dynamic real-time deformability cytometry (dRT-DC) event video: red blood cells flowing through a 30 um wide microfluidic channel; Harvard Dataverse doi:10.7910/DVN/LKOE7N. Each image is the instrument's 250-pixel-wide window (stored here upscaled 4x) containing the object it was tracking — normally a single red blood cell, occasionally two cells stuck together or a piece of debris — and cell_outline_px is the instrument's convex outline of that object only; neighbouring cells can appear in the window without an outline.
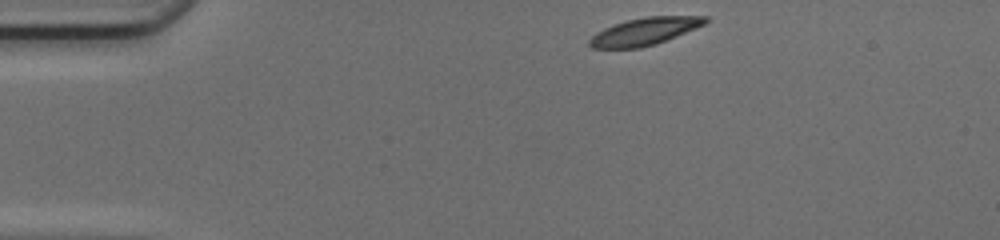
{"species": "common noctule bat (a hibernating species)", "species_latin": "Nyctalus noctula", "temperature_condition": "cold", "stored_images_in_passage": 41, "camera_frame_rate_fps": 3000, "um_per_image_px": 0.085, "animal": {"sex": "female", "body_mass_g": 17.0, "forearm_length_mm": 48.0}, "frame": {"image": 1, "passage_image": 1, "time_ms": 0.0, "image_size_px": [1000, 240], "cell_outline_px": [[708, 20], [704, 24], [696, 28], [656, 44], [640, 48], [592, 48], [588, 44], [588, 40], [596, 32], [604, 28], [628, 20], [644, 16], [708, 16]], "centroid_in_image_um": [54.78, 2.67], "position_along_channel_um": 30.2, "area_um2": 18.38}}
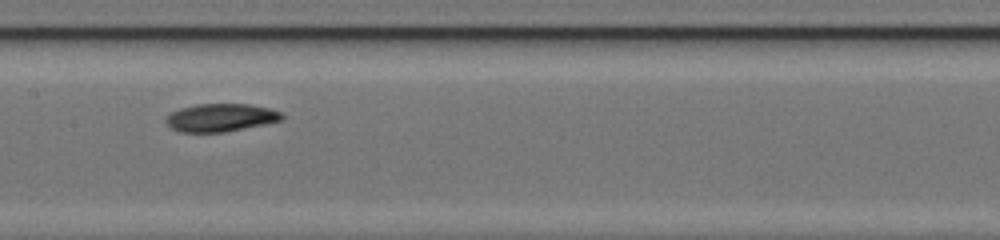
{"frame": {"image": 2, "passage_image": 17, "time_ms": 5.333, "image_size_px": [1000, 240], "cell_outline_px": [[284, 120], [224, 132], [180, 132], [172, 128], [164, 120], [172, 112], [180, 108], [196, 104], [248, 104], [268, 108], [284, 112]], "centroid_in_image_um": [18.79, 9.99], "position_along_channel_um": 188.6, "area_um2": 18.84}}
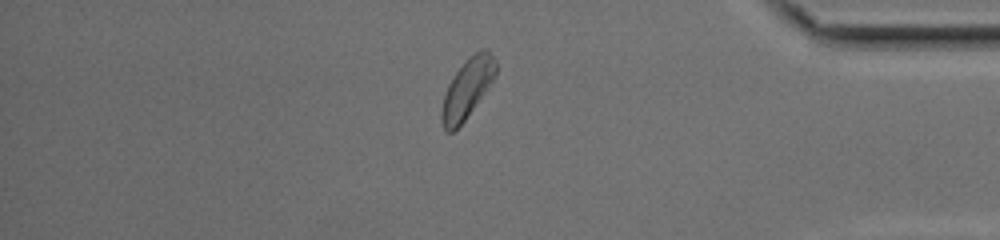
{"frame": {"image": 3, "passage_image": 34, "time_ms": 11.0, "image_size_px": [1000, 240], "cell_outline_px": [[496, 72], [492, 80], [484, 92], [464, 120], [452, 132], [444, 132], [440, 120], [440, 112], [444, 96], [448, 84], [452, 76], [480, 48], [484, 48], [496, 60]], "centroid_in_image_um": [39.67, 7.56], "position_along_channel_um": 395.5, "area_um2": 18.15}, "authors_computed_cell_mechanics": {"area_um2": 18.9584, "velocity_mm_per_s": 4.1541, "shape_relaxation_time_tau1_ms": 3.5061, "shape_relaxation_time_tau2_ms": null, "deformation_change_tau1": 0.1302, "deformation_change_tau2": null}}